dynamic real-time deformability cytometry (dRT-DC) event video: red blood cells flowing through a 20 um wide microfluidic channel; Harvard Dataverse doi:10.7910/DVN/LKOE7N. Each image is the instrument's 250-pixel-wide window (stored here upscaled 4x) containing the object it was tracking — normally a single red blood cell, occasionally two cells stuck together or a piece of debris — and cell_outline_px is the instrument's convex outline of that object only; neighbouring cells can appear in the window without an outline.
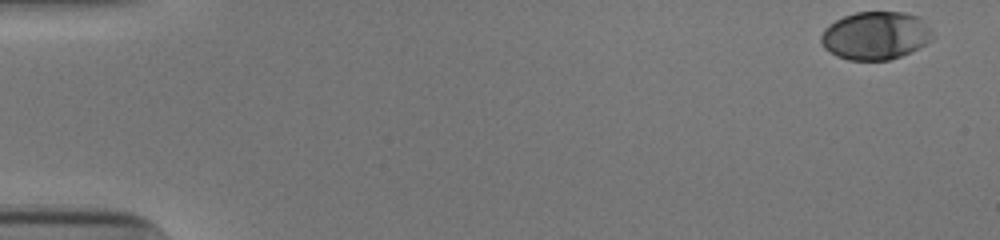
{"species": "human", "species_latin": "Homo sapiens", "temperature_condition": "cold", "stored_images_in_passage": 45, "camera_frame_rate_fps": 3000, "um_per_image_px": 0.085, "donor": {"sex": "male"}, "frame": {"image": 1, "passage_image": 1, "time_ms": 0.0, "image_size_px": [1000, 240], "cell_outline_px": [[936, 36], [932, 40], [900, 56], [888, 60], [848, 60], [836, 56], [824, 48], [820, 40], [820, 36], [824, 28], [828, 24], [844, 16], [856, 12], [904, 12], [920, 16], [932, 28]], "centroid_in_image_um": [74.44, 3.01], "position_along_channel_um": 10.6, "area_um2": 31.56}}
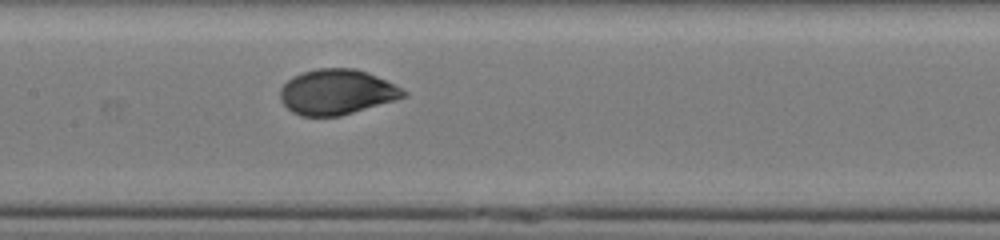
{"frame": {"image": 2, "passage_image": 26, "time_ms": 8.333, "image_size_px": [1000, 240], "cell_outline_px": [[408, 96], [396, 100], [340, 116], [300, 116], [292, 112], [280, 100], [280, 88], [292, 76], [316, 68], [356, 68], [368, 72], [408, 92]], "centroid_in_image_um": [28.61, 7.82], "position_along_channel_um": 178.8, "area_um2": 32.48}}
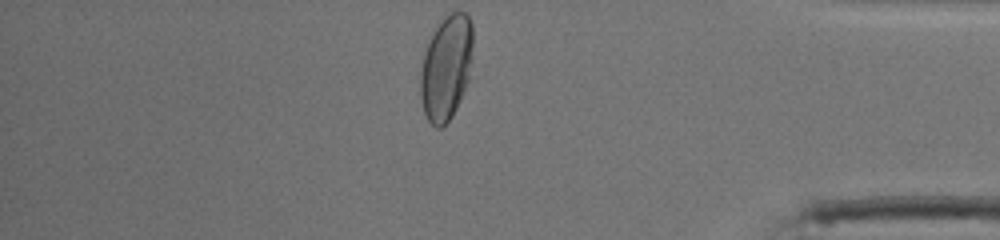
{"frame": {"image": 3, "passage_image": 45, "time_ms": 14.667, "image_size_px": [1000, 240], "cell_outline_px": [[472, 64], [468, 80], [460, 100], [452, 116], [440, 128], [436, 128], [428, 120], [424, 112], [420, 96], [420, 72], [424, 52], [432, 32], [440, 20], [444, 16], [452, 12], [464, 12], [468, 16], [472, 24]], "centroid_in_image_um": [37.92, 5.73], "position_along_channel_um": 397.3, "area_um2": 32.25}, "authors_computed_cell_mechanics": {"area_um2": 32.079, "velocity_mm_per_s": 3.8741, "shape_relaxation_time_tau1_ms": 3.3086, "shape_relaxation_time_tau2_ms": null, "deformation_change_tau1": 0.1686, "deformation_change_tau2": null}}